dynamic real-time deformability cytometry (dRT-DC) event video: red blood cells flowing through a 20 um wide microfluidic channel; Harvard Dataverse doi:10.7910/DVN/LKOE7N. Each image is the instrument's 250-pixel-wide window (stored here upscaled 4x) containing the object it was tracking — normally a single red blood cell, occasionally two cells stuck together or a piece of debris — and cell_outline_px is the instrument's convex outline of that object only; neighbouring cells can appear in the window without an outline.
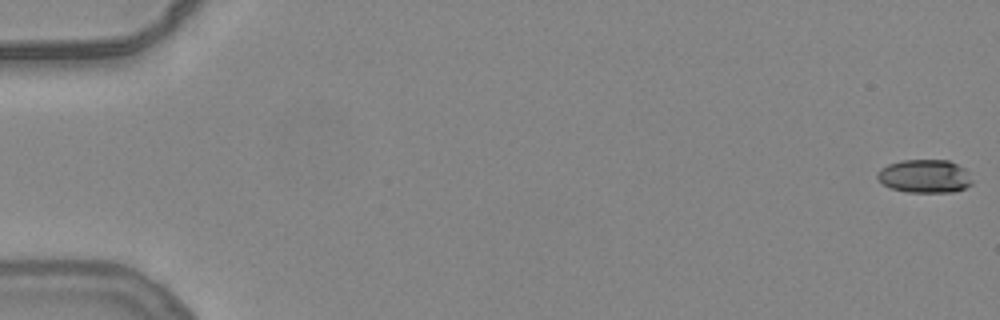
{"species": "common noctule bat (a hibernating species)", "species_latin": "Nyctalus noctula", "temperature_condition": "warm", "stored_images_in_passage": 18, "camera_frame_rate_fps": 3000, "um_per_image_px": 0.085, "animal": {"sex": "female", "body_mass_g": 24.6, "forearm_length_mm": 56.2}, "frame": {"image": 1, "passage_image": 1, "time_ms": 0.0, "image_size_px": [1000, 320], "cell_outline_px": [[972, 184], [964, 188], [952, 192], [908, 192], [892, 188], [884, 184], [876, 176], [876, 172], [880, 168], [888, 164], [900, 160], [948, 160], [964, 168], [972, 180]], "centroid_in_image_um": [78.58, 14.97], "position_along_channel_um": 6.4, "area_um2": 18.32}}
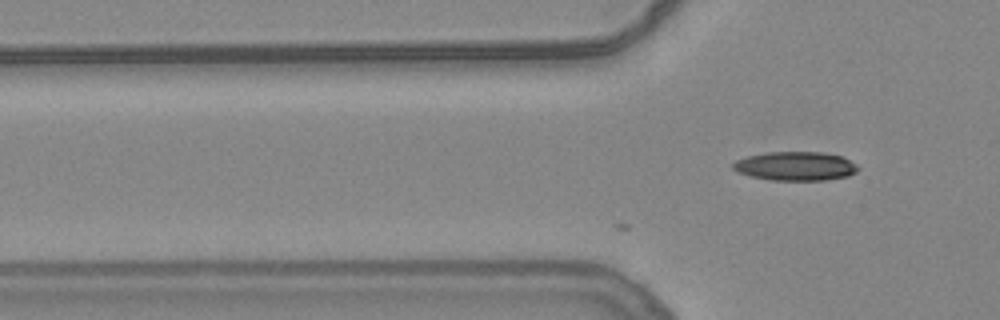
{"frame": {"image": 2, "passage_image": 18, "time_ms": 5.667, "image_size_px": [1000, 320], "cell_outline_px": [[860, 168], [856, 172], [848, 176], [824, 180], [772, 180], [752, 176], [740, 172], [732, 168], [732, 164], [736, 160], [748, 156], [768, 152], [824, 152], [840, 156], [856, 164]], "centroid_in_image_um": [67.64, 14.12], "position_along_channel_um": 58.2, "area_um2": 20.87}}